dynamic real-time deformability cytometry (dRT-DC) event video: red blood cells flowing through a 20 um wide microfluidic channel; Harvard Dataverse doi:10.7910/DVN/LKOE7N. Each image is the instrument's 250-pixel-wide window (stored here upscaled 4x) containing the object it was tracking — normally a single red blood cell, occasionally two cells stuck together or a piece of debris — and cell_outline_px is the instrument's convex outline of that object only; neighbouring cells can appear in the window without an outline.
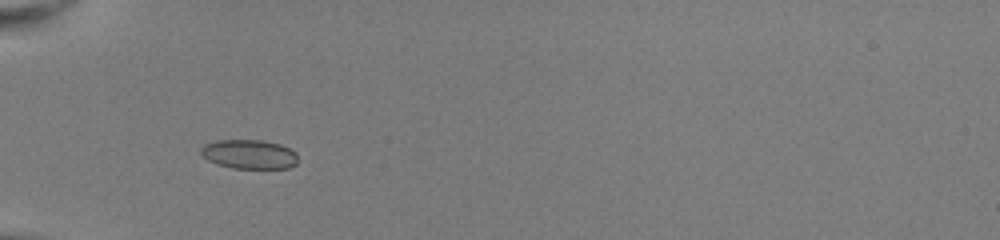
{"species": "common noctule bat (a hibernating species)", "species_latin": "Nyctalus noctula", "temperature_condition": "room temperature", "stored_images_in_passage": 35, "camera_frame_rate_fps": 3000, "um_per_image_px": 0.085, "animal": {"sex": "female", "body_mass_g": 22.0, "forearm_length_mm": 56.7}, "frame": {"image": 1, "passage_image": 2, "time_ms": 0.333, "image_size_px": [1000, 240], "cell_outline_px": [[296, 164], [288, 168], [232, 168], [216, 164], [208, 160], [200, 152], [200, 148], [204, 144], [220, 140], [264, 140], [280, 144], [296, 152]], "centroid_in_image_um": [21.17, 13.11], "position_along_channel_um": 63.8, "area_um2": 16.47}}
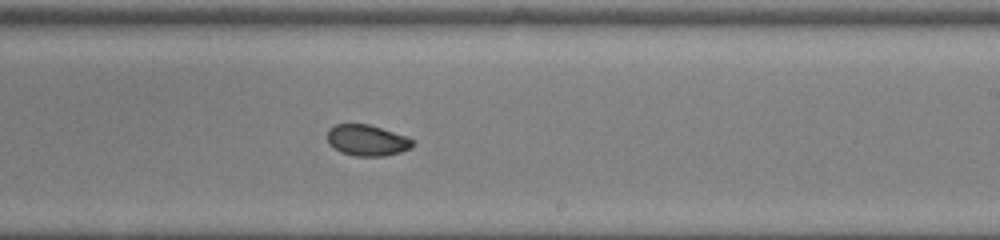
{"frame": {"image": 2, "passage_image": 17, "time_ms": 5.333, "image_size_px": [1000, 240], "cell_outline_px": [[412, 148], [400, 152], [384, 156], [352, 156], [340, 152], [328, 144], [328, 128], [336, 124], [368, 124], [408, 136], [412, 140]], "centroid_in_image_um": [31.18, 11.93], "position_along_channel_um": 257.8, "area_um2": 15.55}}
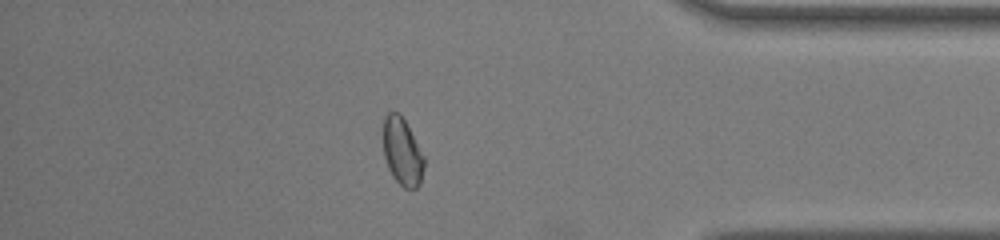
{"frame": {"image": 3, "passage_image": 29, "time_ms": 9.333, "image_size_px": [1000, 240], "cell_outline_px": [[424, 168], [420, 184], [416, 188], [404, 188], [392, 176], [388, 168], [384, 156], [384, 116], [388, 112], [400, 112], [424, 156]], "centroid_in_image_um": [34.19, 12.9], "position_along_channel_um": 401.0, "area_um2": 15.95}, "authors_computed_cell_mechanics": {"area_um2": 16.2418, "velocity_mm_per_s": 4.0506, "shape_relaxation_time_tau1_ms": 6.2363, "shape_relaxation_time_tau2_ms": 1.2587, "deformation_change_tau1": 0.1357, "deformation_change_tau2": 0.0432}}